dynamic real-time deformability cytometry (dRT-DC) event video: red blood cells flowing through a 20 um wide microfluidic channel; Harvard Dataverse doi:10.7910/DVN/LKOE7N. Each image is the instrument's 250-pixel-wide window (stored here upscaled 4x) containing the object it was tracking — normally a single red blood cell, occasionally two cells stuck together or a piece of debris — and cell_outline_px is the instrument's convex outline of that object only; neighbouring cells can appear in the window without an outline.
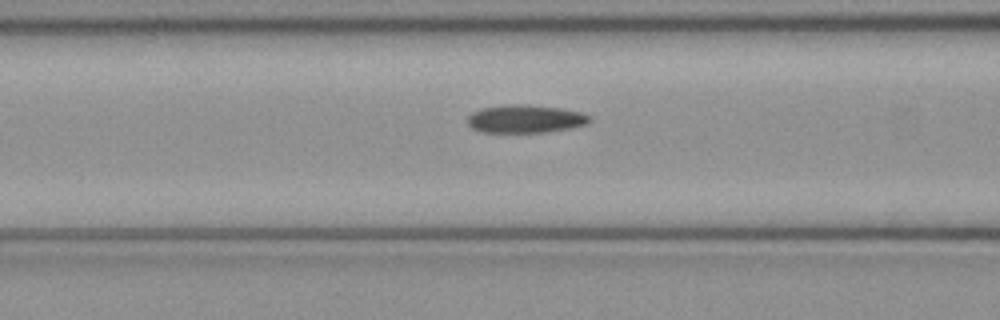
{"species": "common noctule bat (a hibernating species)", "species_latin": "Nyctalus noctula", "temperature_condition": "cold", "stored_images_in_passage": 41, "camera_frame_rate_fps": 3000, "um_per_image_px": 0.085, "animal": {"sex": "female", "body_mass_g": 21.9}, "frame": {"image": 1, "passage_image": 10, "time_ms": 3.0, "image_size_px": [1000, 320], "cell_outline_px": [[592, 120], [588, 124], [572, 128], [548, 132], [484, 132], [472, 128], [468, 124], [468, 116], [472, 112], [480, 108], [508, 104], [524, 104], [560, 108], [580, 112], [592, 116]], "centroid_in_image_um": [44.69, 10.1], "position_along_channel_um": 121.9, "area_um2": 20.11}}
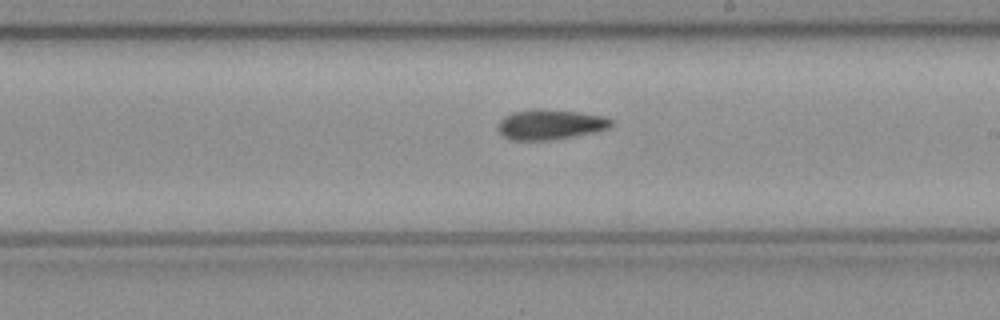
{"frame": {"image": 2, "passage_image": 19, "time_ms": 6.0, "image_size_px": [1000, 320], "cell_outline_px": [[616, 124], [612, 128], [596, 132], [556, 140], [512, 140], [500, 136], [496, 128], [500, 120], [504, 116], [512, 112], [532, 108], [544, 108], [608, 116]], "centroid_in_image_um": [46.79, 10.58], "position_along_channel_um": 242.2, "area_um2": 20.69}}
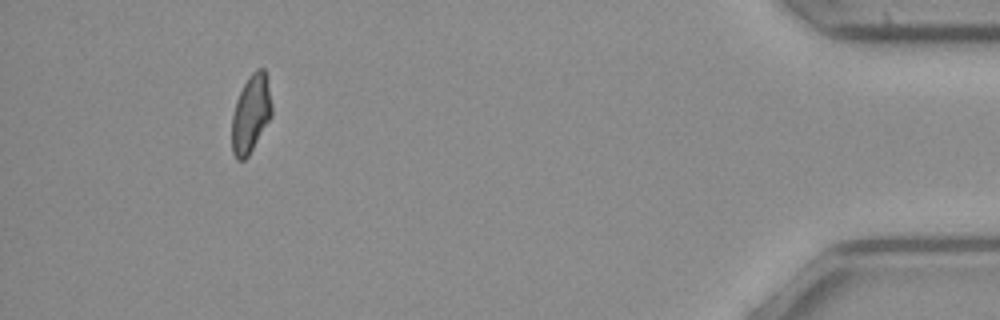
{"frame": {"image": 3, "passage_image": 37, "time_ms": 12.0, "image_size_px": [1000, 320], "cell_outline_px": [[272, 116], [248, 156], [244, 160], [236, 160], [232, 152], [232, 116], [236, 100], [248, 76], [256, 68], [264, 68], [272, 104]], "centroid_in_image_um": [21.32, 9.68], "position_along_channel_um": 413.9, "area_um2": 18.09}}